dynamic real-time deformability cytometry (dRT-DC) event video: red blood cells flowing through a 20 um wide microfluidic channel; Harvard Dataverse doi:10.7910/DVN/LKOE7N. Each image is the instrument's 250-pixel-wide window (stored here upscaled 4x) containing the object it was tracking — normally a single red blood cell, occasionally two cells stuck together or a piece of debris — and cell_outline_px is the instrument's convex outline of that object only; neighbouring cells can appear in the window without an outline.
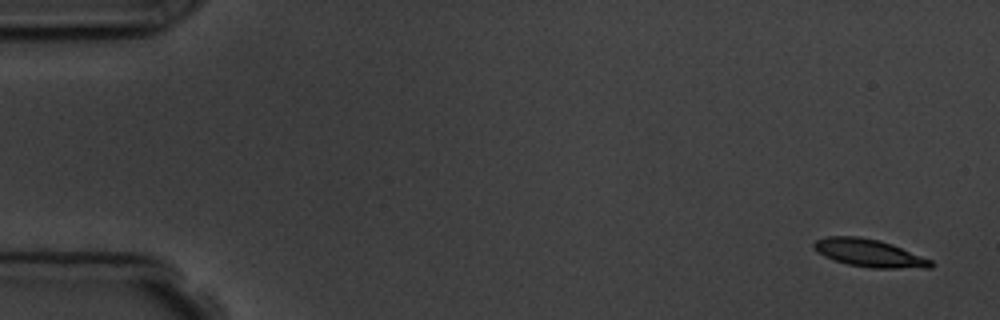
{"species": "common noctule bat (a hibernating species)", "species_latin": "Nyctalus noctula", "temperature_condition": "room temperature", "stored_images_in_passage": 4, "camera_frame_rate_fps": 3000, "um_per_image_px": 0.085, "animal": {"sex": "male", "body_mass_g": 19.5, "forearm_length_mm": 54.6}, "frame": {"image": 1, "passage_image": 1, "time_ms": 0.0, "image_size_px": [1000, 320], "cell_outline_px": [[936, 264], [932, 268], [872, 268], [848, 264], [824, 256], [812, 248], [812, 244], [816, 240], [828, 236], [860, 236], [880, 240], [892, 244], [932, 260]], "centroid_in_image_um": [73.9, 21.5], "position_along_channel_um": 11.1, "area_um2": 18.96}}
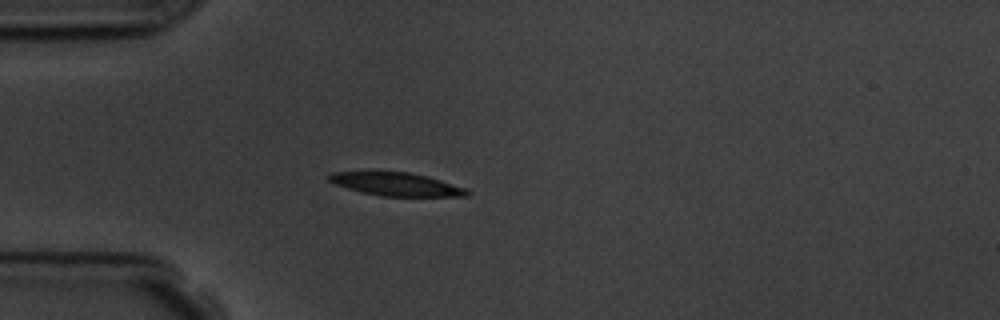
{"frame": {"image": 2, "passage_image": 4, "time_ms": 4.333, "image_size_px": [1000, 320], "cell_outline_px": [[472, 192], [468, 196], [380, 196], [360, 192], [336, 184], [328, 180], [324, 176], [332, 172], [408, 172], [440, 180], [464, 188]], "centroid_in_image_um": [33.64, 15.66], "position_along_channel_um": 51.4, "area_um2": 18.44}}